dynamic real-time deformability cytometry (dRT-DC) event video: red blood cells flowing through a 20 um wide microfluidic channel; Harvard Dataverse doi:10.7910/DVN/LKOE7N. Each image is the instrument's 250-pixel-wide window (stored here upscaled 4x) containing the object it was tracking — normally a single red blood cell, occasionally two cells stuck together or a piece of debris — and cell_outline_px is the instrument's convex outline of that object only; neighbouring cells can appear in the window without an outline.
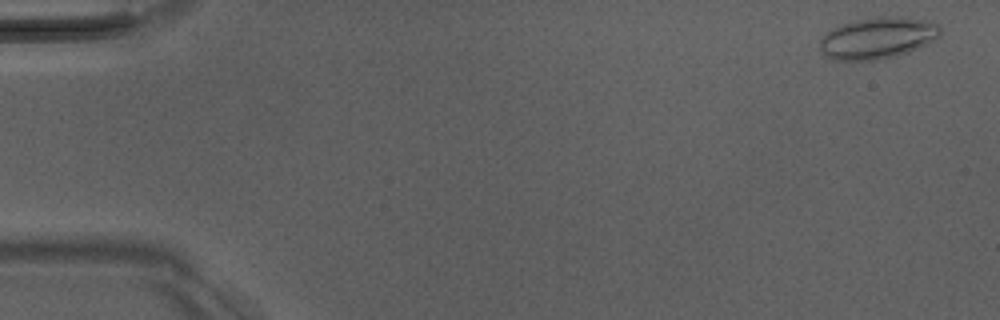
{"species": "Egyptian fruit bat (a non-hibernating species)", "species_latin": "Rousettus aegyptiacus", "temperature_condition": "room temperature", "stored_images_in_passage": 51, "camera_frame_rate_fps": 3000, "um_per_image_px": 0.085, "animal": {"sex": "male"}, "frame": {"image": 1, "passage_image": 2, "time_ms": 0.333, "image_size_px": [1000, 320], "cell_outline_px": [[940, 36], [936, 40], [908, 52], [876, 60], [832, 60], [820, 52], [820, 40], [832, 28], [856, 20], [880, 16], [892, 16], [920, 20], [940, 24]], "centroid_in_image_um": [74.59, 3.24], "position_along_channel_um": 10.4, "area_um2": 28.84}}
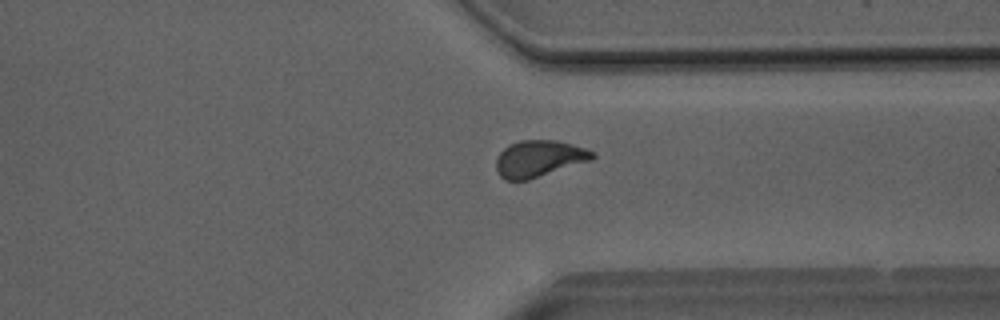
{"frame": {"image": 2, "passage_image": 39, "time_ms": 12.667, "image_size_px": [1000, 320], "cell_outline_px": [[596, 156], [592, 160], [528, 180], [504, 180], [496, 172], [496, 156], [508, 144], [520, 140], [556, 140], [572, 144], [596, 152]], "centroid_in_image_um": [45.8, 13.48], "position_along_channel_um": 365.6, "area_um2": 20.75}}
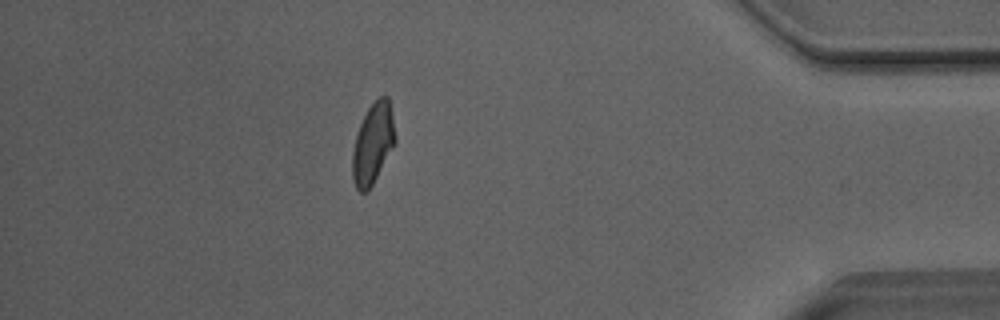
{"frame": {"image": 3, "passage_image": 45, "time_ms": 14.667, "image_size_px": [1000, 320], "cell_outline_px": [[396, 140], [392, 148], [372, 184], [364, 192], [360, 192], [356, 188], [352, 180], [352, 152], [356, 136], [360, 124], [368, 108], [380, 96], [388, 96], [392, 112]], "centroid_in_image_um": [31.69, 12.18], "position_along_channel_um": 403.5, "area_um2": 19.71}, "authors_computed_cell_mechanics": {"area_um2": 20.6346, "velocity_mm_per_s": 4.0429, "shape_relaxation_time_tau1_ms": 5.5063, "shape_relaxation_time_tau2_ms": 1.3075, "deformation_change_tau1": 0.1377, "deformation_change_tau2": 0.076}}